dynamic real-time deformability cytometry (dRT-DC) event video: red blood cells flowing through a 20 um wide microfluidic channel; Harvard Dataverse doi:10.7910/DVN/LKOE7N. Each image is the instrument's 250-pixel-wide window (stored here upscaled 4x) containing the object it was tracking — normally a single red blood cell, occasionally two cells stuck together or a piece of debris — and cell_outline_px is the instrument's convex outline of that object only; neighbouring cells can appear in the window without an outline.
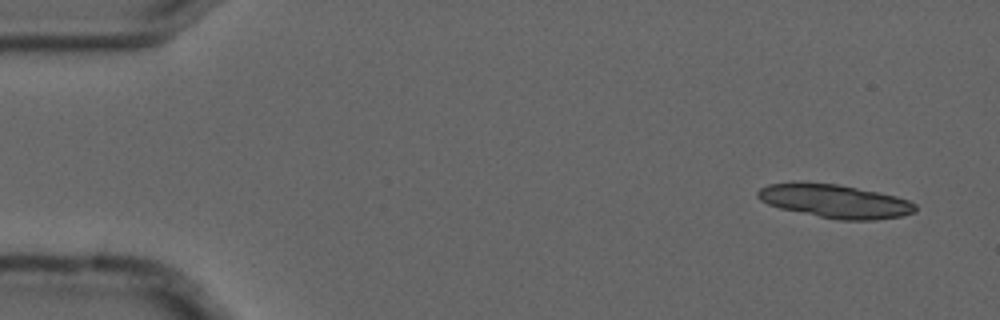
{"species": "common noctule bat (a hibernating species)", "species_latin": "Nyctalus noctula", "temperature_condition": "cold", "stored_images_in_passage": 3, "camera_frame_rate_fps": 3000, "um_per_image_px": 0.085, "animal": {"sex": "male", "forearm_length_mm": 52.5}, "frame": {"image": 1, "passage_image": 1, "time_ms": 0.0, "image_size_px": [1000, 320], "cell_outline_px": [[916, 212], [904, 216], [876, 220], [840, 220], [780, 208], [768, 204], [760, 200], [756, 196], [756, 192], [760, 188], [768, 184], [800, 180], [836, 184], [896, 196], [908, 200], [916, 204]], "centroid_in_image_um": [70.94, 17.08], "position_along_channel_um": 14.1, "area_um2": 31.04}}